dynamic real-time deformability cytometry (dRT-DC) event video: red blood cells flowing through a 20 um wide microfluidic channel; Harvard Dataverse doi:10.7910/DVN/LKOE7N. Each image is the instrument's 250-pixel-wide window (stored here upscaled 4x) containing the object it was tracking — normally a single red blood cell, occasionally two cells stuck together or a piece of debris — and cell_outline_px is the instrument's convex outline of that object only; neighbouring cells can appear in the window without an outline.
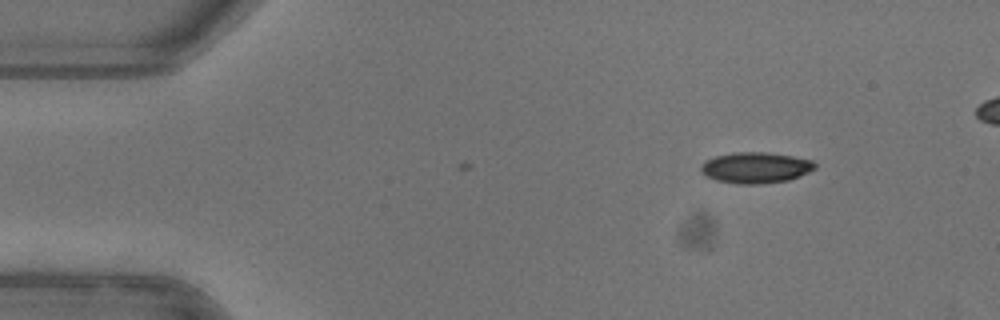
{"species": "common noctule bat (a hibernating species)", "species_latin": "Nyctalus noctula", "temperature_condition": "warm", "stored_images_in_passage": 5, "camera_frame_rate_fps": 3000, "um_per_image_px": 0.085, "animal": {"sex": "female"}, "frame": {"image": 1, "passage_image": 5, "time_ms": 1.333, "image_size_px": [1000, 320], "cell_outline_px": [[816, 168], [800, 176], [788, 180], [760, 184], [740, 184], [716, 180], [700, 172], [700, 164], [704, 160], [716, 156], [736, 152], [768, 152], [792, 156], [812, 160], [816, 164]], "centroid_in_image_um": [64.22, 14.24], "position_along_channel_um": 20.8, "area_um2": 20.63}}